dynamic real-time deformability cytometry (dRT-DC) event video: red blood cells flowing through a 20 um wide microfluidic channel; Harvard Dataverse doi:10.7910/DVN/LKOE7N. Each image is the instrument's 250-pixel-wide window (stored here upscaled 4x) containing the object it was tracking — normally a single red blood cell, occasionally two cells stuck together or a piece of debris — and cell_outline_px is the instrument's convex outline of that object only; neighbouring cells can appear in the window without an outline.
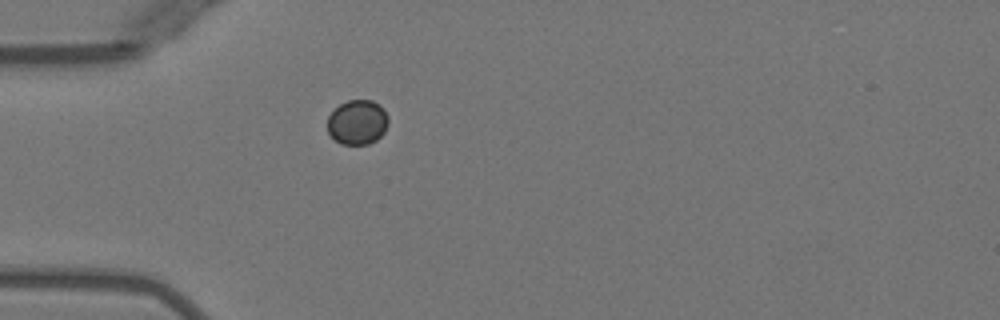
{"species": "Egyptian fruit bat (a non-hibernating species)", "species_latin": "Rousettus aegyptiacus", "temperature_condition": "warm", "stored_images_in_passage": 1, "camera_frame_rate_fps": 3000, "um_per_image_px": 0.085, "animal": {"sex": "female"}, "frame": {"image": 1, "passage_image": 1, "time_ms": 0.0, "image_size_px": [1000, 320], "cell_outline_px": [[388, 124], [384, 132], [376, 140], [368, 144], [340, 144], [328, 132], [328, 116], [340, 104], [348, 100], [372, 100], [380, 104], [384, 108], [388, 116]], "centroid_in_image_um": [30.41, 10.38], "position_along_channel_um": 54.6, "area_um2": 15.9}}